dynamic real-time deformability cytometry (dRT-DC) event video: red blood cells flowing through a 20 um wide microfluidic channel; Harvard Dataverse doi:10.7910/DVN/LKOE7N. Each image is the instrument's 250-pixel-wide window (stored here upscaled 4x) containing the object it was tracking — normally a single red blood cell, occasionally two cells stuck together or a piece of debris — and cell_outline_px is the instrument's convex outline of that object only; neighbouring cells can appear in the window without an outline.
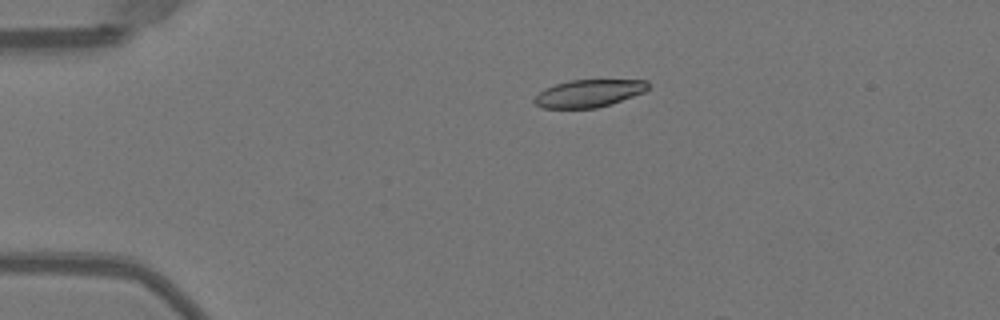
{"species": "Egyptian fruit bat (a non-hibernating species)", "species_latin": "Rousettus aegyptiacus", "temperature_condition": "warm", "stored_images_in_passage": 4, "camera_frame_rate_fps": 3000, "um_per_image_px": 0.085, "animal": {"sex": "female"}, "frame": {"image": 1, "passage_image": 1, "time_ms": 0.0, "image_size_px": [1000, 320], "cell_outline_px": [[648, 88], [644, 92], [596, 108], [544, 108], [536, 104], [532, 100], [544, 88], [568, 80], [648, 80]], "centroid_in_image_um": [50.02, 7.92], "position_along_channel_um": 35.0, "area_um2": 17.98}}